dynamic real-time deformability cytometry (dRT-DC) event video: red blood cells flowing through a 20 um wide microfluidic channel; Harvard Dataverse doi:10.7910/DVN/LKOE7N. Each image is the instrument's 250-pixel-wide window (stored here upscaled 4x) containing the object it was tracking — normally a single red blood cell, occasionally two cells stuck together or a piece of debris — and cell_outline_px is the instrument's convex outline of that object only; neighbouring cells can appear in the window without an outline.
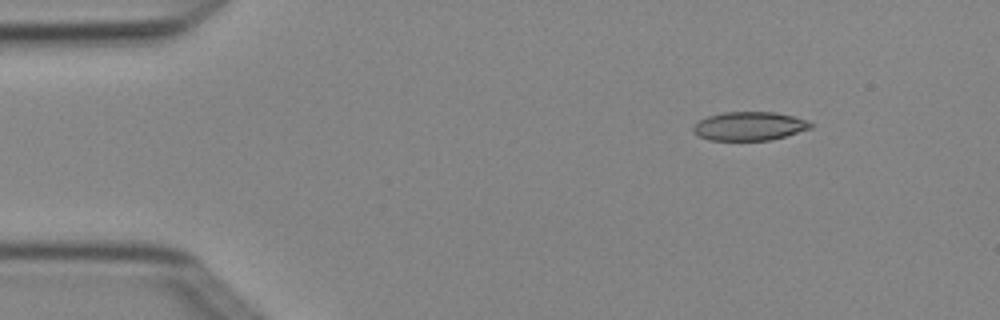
{"species": "Egyptian fruit bat (a non-hibernating species)", "species_latin": "Rousettus aegyptiacus", "temperature_condition": "cold", "stored_images_in_passage": 4, "camera_frame_rate_fps": 3000, "um_per_image_px": 0.085, "animal": {"sex": "female"}, "frame": {"image": 1, "passage_image": 2, "time_ms": 0.333, "image_size_px": [1000, 320], "cell_outline_px": [[812, 128], [772, 140], [708, 140], [692, 132], [692, 128], [700, 120], [708, 116], [724, 112], [776, 112], [808, 120], [812, 124]], "centroid_in_image_um": [63.71, 10.72], "position_along_channel_um": 21.3, "area_um2": 19.59}}